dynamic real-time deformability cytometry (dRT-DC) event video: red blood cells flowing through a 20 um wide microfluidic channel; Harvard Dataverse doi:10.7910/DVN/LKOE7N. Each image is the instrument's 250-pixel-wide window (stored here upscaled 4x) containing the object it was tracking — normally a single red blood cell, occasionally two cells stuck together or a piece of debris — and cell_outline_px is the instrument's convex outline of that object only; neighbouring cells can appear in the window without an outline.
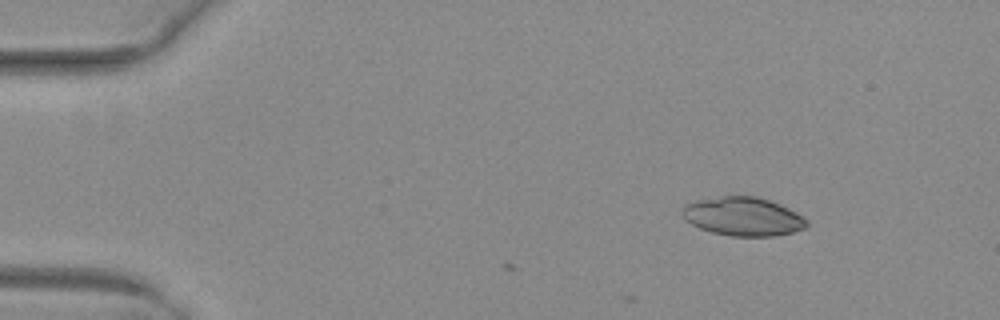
{"species": "common noctule bat (a hibernating species)", "species_latin": "Nyctalus noctula", "temperature_condition": "warm", "stored_images_in_passage": 3, "camera_frame_rate_fps": 3000, "um_per_image_px": 0.085, "animal": {"sex": "female", "body_mass_g": 29.2, "forearm_length_mm": 56.3}, "frame": {"image": 1, "passage_image": 1, "time_ms": 0.0, "image_size_px": [1000, 320], "cell_outline_px": [[808, 224], [804, 228], [792, 232], [776, 236], [732, 236], [712, 232], [700, 228], [684, 220], [684, 208], [688, 204], [700, 200], [720, 196], [756, 196], [780, 204], [796, 212], [808, 220]], "centroid_in_image_um": [63.2, 18.41], "position_along_channel_um": 21.8, "area_um2": 27.69}}